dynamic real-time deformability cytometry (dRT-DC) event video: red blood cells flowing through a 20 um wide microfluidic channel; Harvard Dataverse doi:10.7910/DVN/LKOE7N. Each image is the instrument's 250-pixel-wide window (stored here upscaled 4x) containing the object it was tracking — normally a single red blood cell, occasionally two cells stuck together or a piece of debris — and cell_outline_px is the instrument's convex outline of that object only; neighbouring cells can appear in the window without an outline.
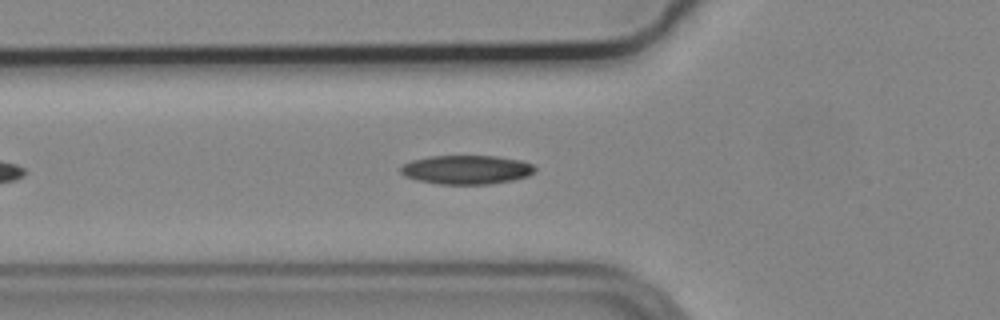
{"species": "common noctule bat (a hibernating species)", "species_latin": "Nyctalus noctula", "temperature_condition": "cold", "stored_images_in_passage": 23, "camera_frame_rate_fps": 3000, "um_per_image_px": 0.085, "animal": {"sex": "male", "body_mass_g": 19.2, "forearm_length_mm": 51.8}, "frame": {"image": 1, "passage_image": 6, "time_ms": 1.667, "image_size_px": [1000, 320], "cell_outline_px": [[536, 172], [528, 176], [512, 180], [492, 184], [436, 184], [416, 180], [404, 176], [400, 172], [400, 168], [404, 164], [412, 160], [428, 156], [496, 156], [520, 160], [532, 164], [536, 168]], "centroid_in_image_um": [39.65, 14.43], "position_along_channel_um": 86.2, "area_um2": 22.83}}